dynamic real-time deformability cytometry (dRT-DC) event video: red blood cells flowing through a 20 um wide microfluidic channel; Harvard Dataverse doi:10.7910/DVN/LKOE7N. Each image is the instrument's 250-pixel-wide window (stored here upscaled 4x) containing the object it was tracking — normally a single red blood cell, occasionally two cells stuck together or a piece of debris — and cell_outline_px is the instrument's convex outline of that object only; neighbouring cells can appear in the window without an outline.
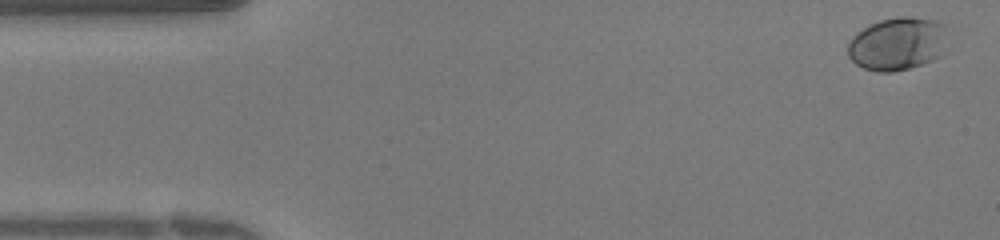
{"species": "human", "species_latin": "Homo sapiens", "temperature_condition": "warm", "stored_images_in_passage": 38, "camera_frame_rate_fps": 3000, "um_per_image_px": 0.085, "donor": {"sex": "female"}, "frame": {"image": 1, "passage_image": 1, "time_ms": 0.0, "image_size_px": [1000, 240], "cell_outline_px": [[944, 32], [940, 56], [932, 60], [908, 68], [892, 72], [876, 72], [864, 68], [856, 64], [848, 56], [848, 44], [852, 36], [856, 32], [880, 20], [896, 16], [912, 16], [940, 20], [944, 24]], "centroid_in_image_um": [76.24, 3.7], "position_along_channel_um": 8.8, "area_um2": 30.63}}
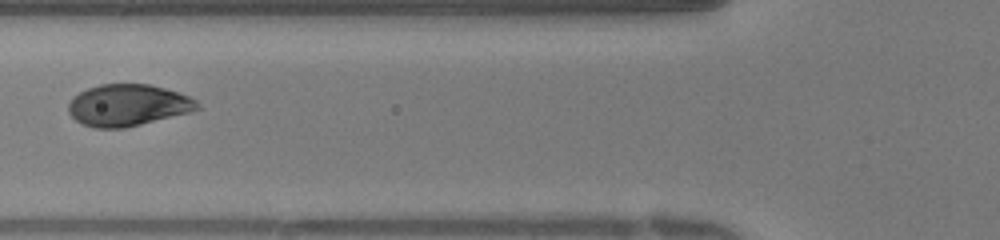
{"frame": {"image": 2, "passage_image": 14, "time_ms": 4.333, "image_size_px": [1000, 240], "cell_outline_px": [[200, 108], [192, 112], [124, 128], [96, 128], [80, 124], [68, 112], [68, 104], [72, 96], [88, 88], [100, 84], [148, 84], [164, 88], [188, 96], [196, 100], [200, 104]], "centroid_in_image_um": [10.85, 8.95], "position_along_channel_um": 114.9, "area_um2": 31.39}}
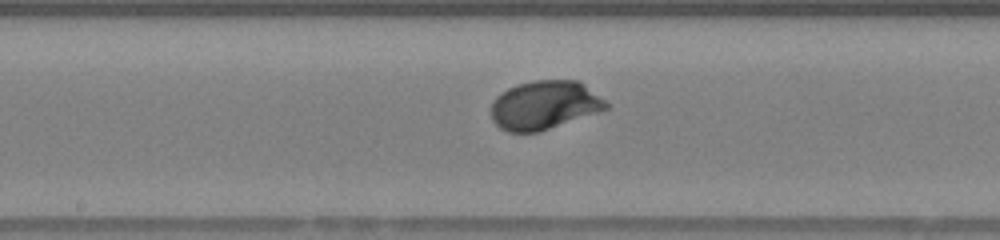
{"frame": {"image": 3, "passage_image": 19, "time_ms": 6.0, "image_size_px": [1000, 240], "cell_outline_px": [[608, 108], [600, 112], [540, 132], [508, 132], [500, 128], [492, 120], [492, 104], [496, 96], [500, 92], [516, 84], [532, 80], [580, 80], [604, 100], [608, 104]], "centroid_in_image_um": [46.28, 8.93], "position_along_channel_um": 201.9, "area_um2": 32.89}}